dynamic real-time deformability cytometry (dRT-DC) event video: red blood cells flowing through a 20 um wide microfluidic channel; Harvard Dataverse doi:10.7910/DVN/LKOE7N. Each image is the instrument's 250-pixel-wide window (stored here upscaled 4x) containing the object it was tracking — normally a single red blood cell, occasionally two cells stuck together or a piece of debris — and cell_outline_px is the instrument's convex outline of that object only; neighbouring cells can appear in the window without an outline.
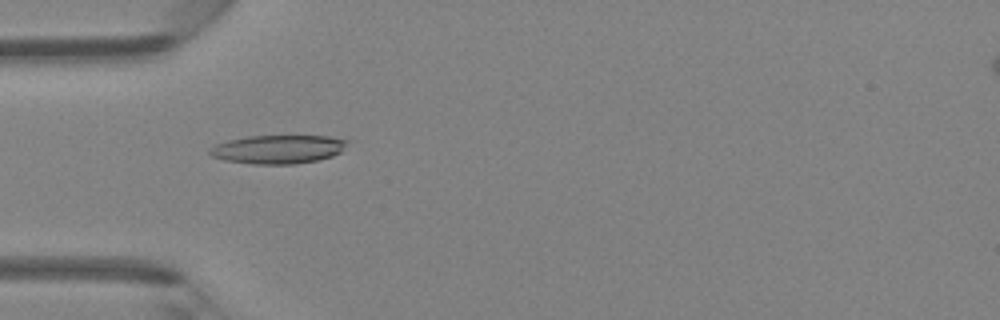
{"species": "Egyptian fruit bat (a non-hibernating species)", "species_latin": "Rousettus aegyptiacus", "temperature_condition": "room temperature", "stored_images_in_passage": 47, "camera_frame_rate_fps": 3000, "um_per_image_px": 0.085, "animal": {"sex": "female"}, "frame": {"image": 1, "passage_image": 15, "time_ms": 4.667, "image_size_px": [1000, 320], "cell_outline_px": [[352, 140], [340, 152], [332, 156], [316, 160], [292, 164], [252, 164], [224, 160], [212, 156], [208, 152], [208, 148], [216, 144], [228, 140], [248, 136], [328, 136]], "centroid_in_image_um": [23.63, 12.68], "position_along_channel_um": 61.4, "area_um2": 23.0}}
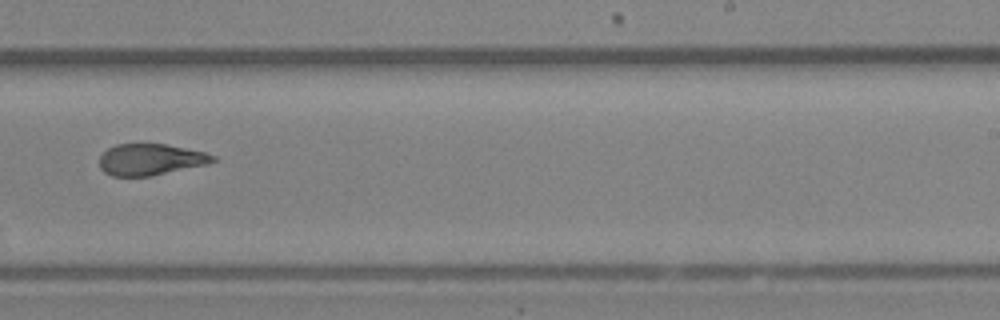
{"frame": {"image": 2, "passage_image": 30, "time_ms": 9.667, "image_size_px": [1000, 320], "cell_outline_px": [[216, 160], [208, 164], [152, 176], [112, 176], [104, 172], [100, 168], [100, 156], [108, 148], [116, 144], [164, 144], [204, 152], [216, 156]], "centroid_in_image_um": [12.79, 13.57], "position_along_channel_um": 276.2, "area_um2": 20.69}}
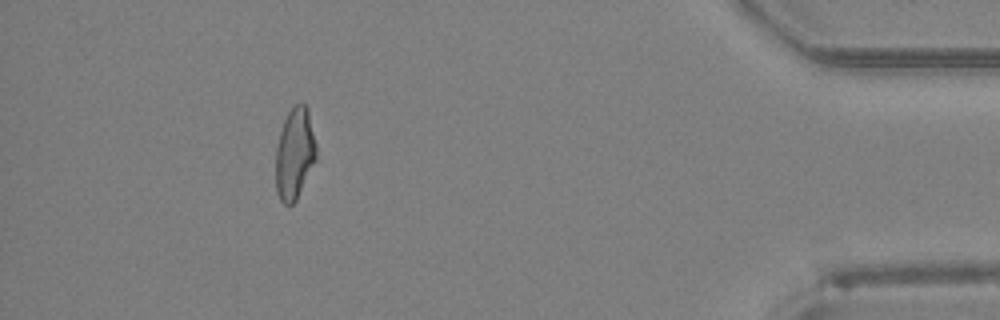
{"frame": {"image": 3, "passage_image": 43, "time_ms": 14.0, "image_size_px": [1000, 320], "cell_outline_px": [[316, 160], [296, 200], [292, 204], [284, 204], [280, 200], [276, 192], [276, 148], [280, 132], [284, 120], [288, 112], [296, 104], [304, 104], [308, 108], [316, 144]], "centroid_in_image_um": [25.05, 13.07], "position_along_channel_um": 410.2, "area_um2": 21.5}, "authors_computed_cell_mechanics": {"area_um2": 22.0796, "velocity_mm_per_s": 4.3628, "shape_relaxation_time_tau1_ms": 6.5743, "shape_relaxation_time_tau2_ms": 2.0582, "deformation_change_tau1": 0.212, "deformation_change_tau2": 0.1086}}